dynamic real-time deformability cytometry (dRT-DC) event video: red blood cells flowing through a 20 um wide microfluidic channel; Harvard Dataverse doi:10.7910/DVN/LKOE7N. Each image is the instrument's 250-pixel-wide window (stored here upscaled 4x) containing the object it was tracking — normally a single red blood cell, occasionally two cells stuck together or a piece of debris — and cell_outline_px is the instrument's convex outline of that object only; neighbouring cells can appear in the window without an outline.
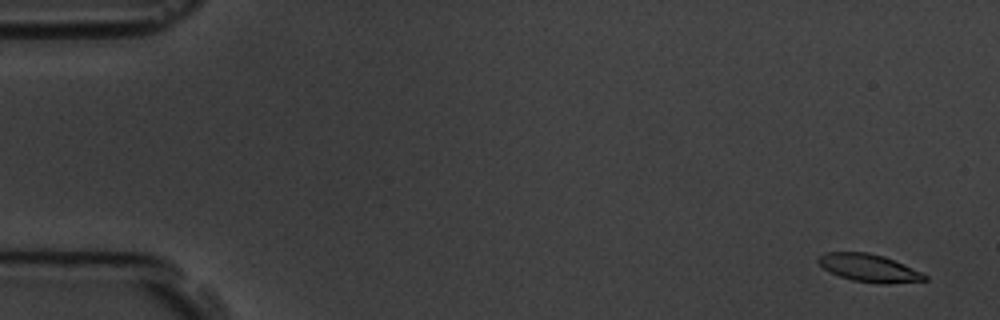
{"species": "common noctule bat (a hibernating species)", "species_latin": "Nyctalus noctula", "temperature_condition": "room temperature", "stored_images_in_passage": 8, "camera_frame_rate_fps": 3000, "um_per_image_px": 0.085, "animal": {"sex": "male", "body_mass_g": 19.5, "forearm_length_mm": 54.6}, "frame": {"image": 1, "passage_image": 1, "time_ms": 0.0, "image_size_px": [1000, 320], "cell_outline_px": [[928, 280], [888, 284], [884, 284], [852, 280], [840, 276], [824, 268], [816, 260], [824, 252], [868, 252], [884, 256], [904, 264], [928, 276]], "centroid_in_image_um": [73.88, 22.77], "position_along_channel_um": 11.1, "area_um2": 17.05}}
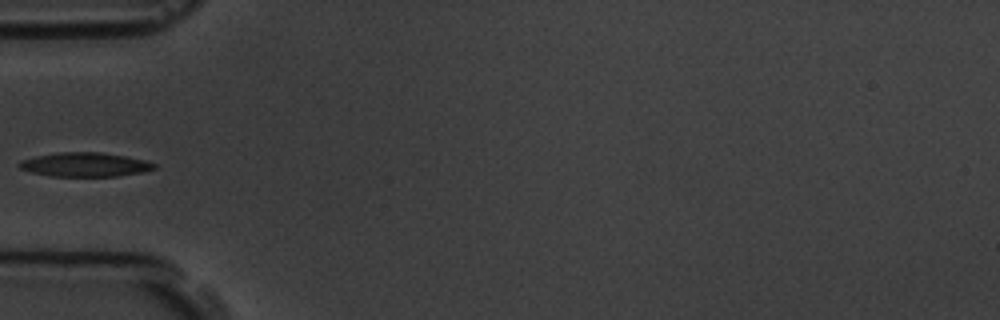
{"frame": {"image": 2, "passage_image": 6, "time_ms": 5.667, "image_size_px": [1000, 320], "cell_outline_px": [[156, 168], [140, 172], [120, 176], [48, 176], [32, 172], [20, 168], [16, 164], [20, 160], [36, 156], [56, 152], [100, 152], [124, 156], [144, 160], [156, 164]], "centroid_in_image_um": [7.17, 13.99], "position_along_channel_um": 77.8, "area_um2": 18.9}}
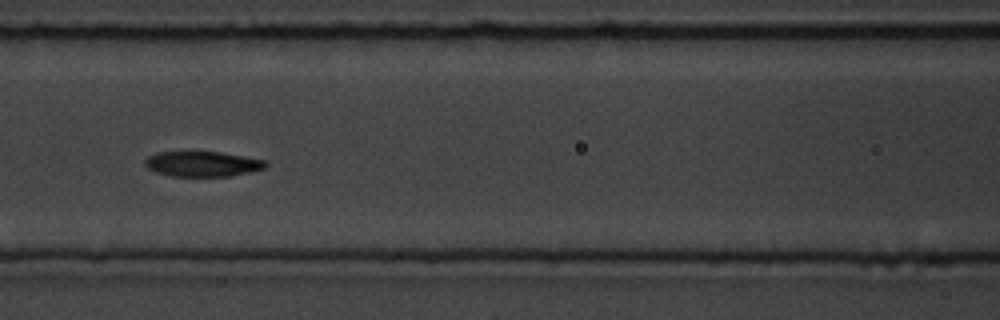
{"frame": {"image": 3, "passage_image": 8, "time_ms": 7.667, "image_size_px": [1000, 320], "cell_outline_px": [[268, 164], [264, 168], [252, 172], [232, 176], [172, 176], [156, 172], [148, 168], [144, 164], [144, 160], [148, 156], [160, 152], [220, 152], [244, 156], [264, 160]], "centroid_in_image_um": [17.22, 13.94], "position_along_channel_um": 149.4, "area_um2": 17.69}}